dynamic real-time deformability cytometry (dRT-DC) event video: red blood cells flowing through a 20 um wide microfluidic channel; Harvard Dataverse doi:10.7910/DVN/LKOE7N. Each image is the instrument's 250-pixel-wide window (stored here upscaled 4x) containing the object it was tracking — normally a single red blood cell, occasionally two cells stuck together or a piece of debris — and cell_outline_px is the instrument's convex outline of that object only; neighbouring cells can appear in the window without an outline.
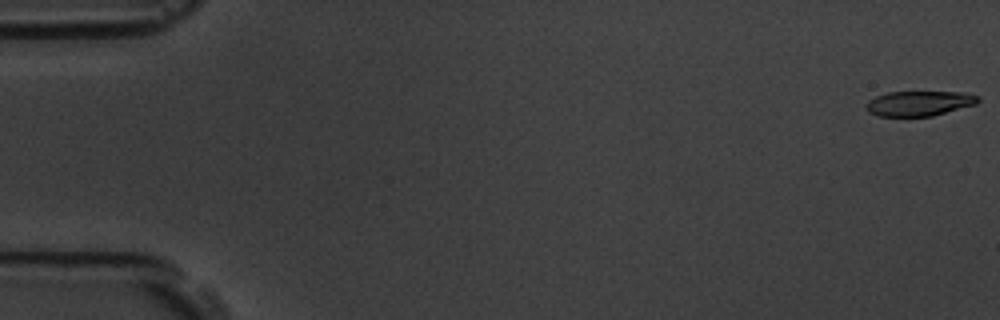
{"species": "common noctule bat (a hibernating species)", "species_latin": "Nyctalus noctula", "temperature_condition": "room temperature", "stored_images_in_passage": 6, "camera_frame_rate_fps": 3000, "um_per_image_px": 0.085, "animal": {"sex": "male", "body_mass_g": 19.5, "forearm_length_mm": 54.6}, "frame": {"image": 1, "passage_image": 1, "time_ms": 0.0, "image_size_px": [1000, 320], "cell_outline_px": [[980, 100], [976, 104], [932, 116], [880, 116], [868, 112], [864, 108], [868, 100], [876, 96], [888, 92], [964, 92], [980, 96]], "centroid_in_image_um": [78.12, 8.78], "position_along_channel_um": 6.9, "area_um2": 16.36}}
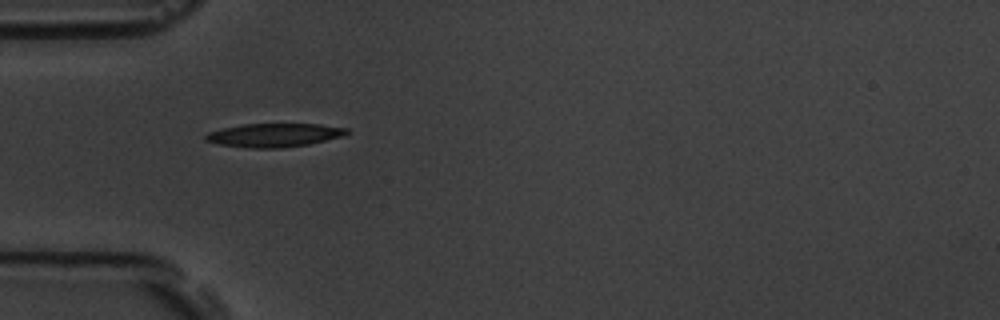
{"frame": {"image": 2, "passage_image": 5, "time_ms": 1.333, "image_size_px": [1000, 320], "cell_outline_px": [[348, 136], [308, 144], [280, 148], [252, 148], [220, 144], [204, 140], [204, 136], [208, 132], [220, 128], [244, 124], [320, 124], [348, 128]], "centroid_in_image_um": [23.34, 11.48], "position_along_channel_um": 61.7, "area_um2": 19.54}}
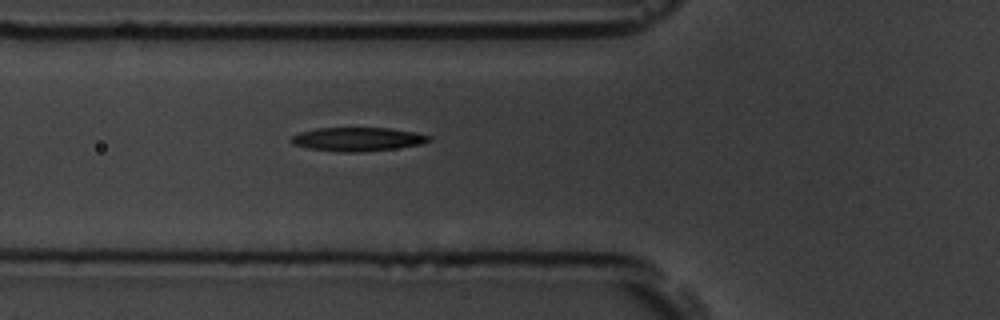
{"frame": {"image": 3, "passage_image": 6, "time_ms": 1.667, "image_size_px": [1000, 320], "cell_outline_px": [[432, 140], [420, 144], [396, 148], [356, 152], [340, 152], [308, 148], [292, 144], [292, 136], [300, 132], [316, 128], [388, 128], [416, 132], [432, 136]], "centroid_in_image_um": [30.42, 11.83], "position_along_channel_um": 95.4, "area_um2": 18.96}}